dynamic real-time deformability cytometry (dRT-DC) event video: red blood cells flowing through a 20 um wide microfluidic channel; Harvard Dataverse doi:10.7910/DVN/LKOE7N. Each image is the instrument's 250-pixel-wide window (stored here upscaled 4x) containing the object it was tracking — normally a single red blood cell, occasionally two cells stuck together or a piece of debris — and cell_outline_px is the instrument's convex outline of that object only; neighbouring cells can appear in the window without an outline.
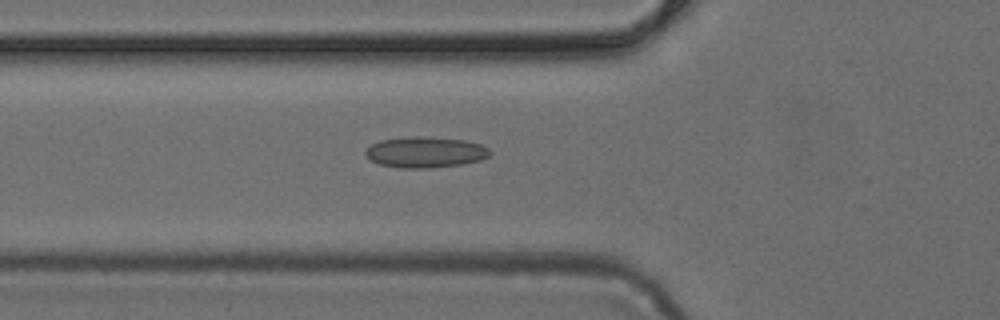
{"species": "common noctule bat (a hibernating species)", "species_latin": "Nyctalus noctula", "temperature_condition": "cold", "stored_images_in_passage": 31, "camera_frame_rate_fps": 3000, "um_per_image_px": 0.085, "animal": {"sex": "female", "body_mass_g": 24.6, "forearm_length_mm": 56.2}, "frame": {"image": 1, "passage_image": 3, "time_ms": 0.667, "image_size_px": [1000, 320], "cell_outline_px": [[492, 152], [488, 156], [480, 160], [460, 164], [428, 168], [400, 168], [380, 164], [364, 156], [364, 152], [372, 144], [380, 140], [412, 136], [464, 140], [480, 144], [488, 148]], "centroid_in_image_um": [36.13, 12.94], "position_along_channel_um": 89.7, "area_um2": 22.14}}
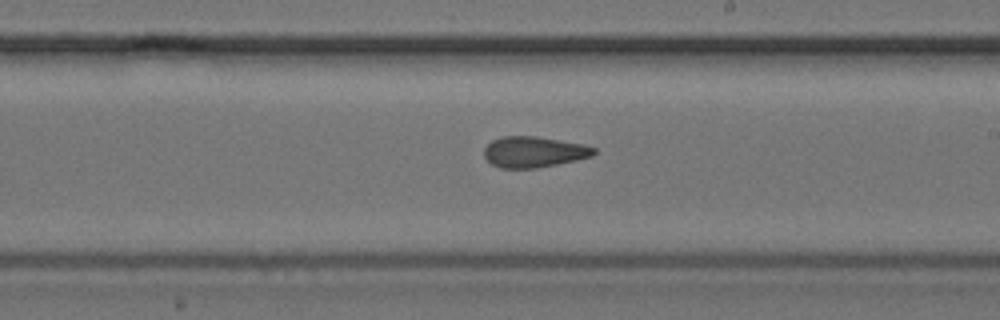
{"frame": {"image": 2, "passage_image": 14, "time_ms": 4.333, "image_size_px": [1000, 320], "cell_outline_px": [[596, 152], [592, 156], [576, 160], [536, 168], [500, 168], [492, 164], [484, 156], [484, 148], [492, 140], [500, 136], [536, 136], [584, 144], [596, 148]], "centroid_in_image_um": [45.37, 12.9], "position_along_channel_um": 243.6, "area_um2": 19.77}}
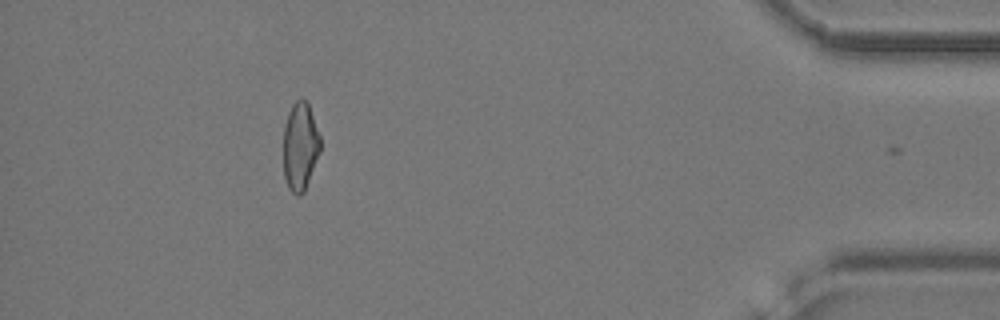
{"frame": {"image": 3, "passage_image": 30, "time_ms": 9.667, "image_size_px": [1000, 320], "cell_outline_px": [[320, 152], [304, 192], [300, 196], [296, 196], [288, 188], [284, 176], [284, 128], [288, 112], [292, 104], [296, 100], [304, 100], [308, 104], [320, 136]], "centroid_in_image_um": [25.51, 12.48], "position_along_channel_um": 409.7, "area_um2": 18.84}}